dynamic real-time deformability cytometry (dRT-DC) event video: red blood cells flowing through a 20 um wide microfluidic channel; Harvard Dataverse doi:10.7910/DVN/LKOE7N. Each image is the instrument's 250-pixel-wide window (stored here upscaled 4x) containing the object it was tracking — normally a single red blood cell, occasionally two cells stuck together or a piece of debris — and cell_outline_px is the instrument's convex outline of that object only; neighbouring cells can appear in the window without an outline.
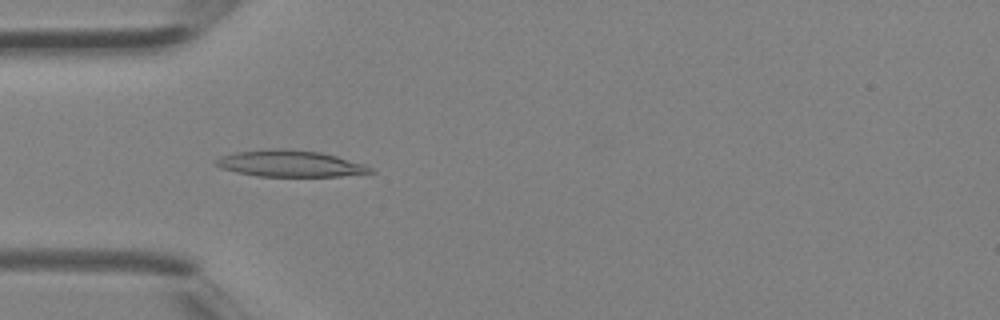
{"species": "Egyptian fruit bat (a non-hibernating species)", "species_latin": "Rousettus aegyptiacus", "temperature_condition": "room temperature", "stored_images_in_passage": 4, "camera_frame_rate_fps": 3000, "um_per_image_px": 0.085, "animal": {"sex": "female"}, "frame": {"image": 1, "passage_image": 4, "time_ms": 1.0, "image_size_px": [1000, 320], "cell_outline_px": [[376, 172], [340, 176], [256, 176], [236, 172], [220, 168], [216, 164], [216, 160], [220, 156], [236, 152], [268, 148], [284, 148], [320, 152], [336, 156], [364, 164], [372, 168]], "centroid_in_image_um": [24.64, 13.9], "position_along_channel_um": 60.4, "area_um2": 23.81}}